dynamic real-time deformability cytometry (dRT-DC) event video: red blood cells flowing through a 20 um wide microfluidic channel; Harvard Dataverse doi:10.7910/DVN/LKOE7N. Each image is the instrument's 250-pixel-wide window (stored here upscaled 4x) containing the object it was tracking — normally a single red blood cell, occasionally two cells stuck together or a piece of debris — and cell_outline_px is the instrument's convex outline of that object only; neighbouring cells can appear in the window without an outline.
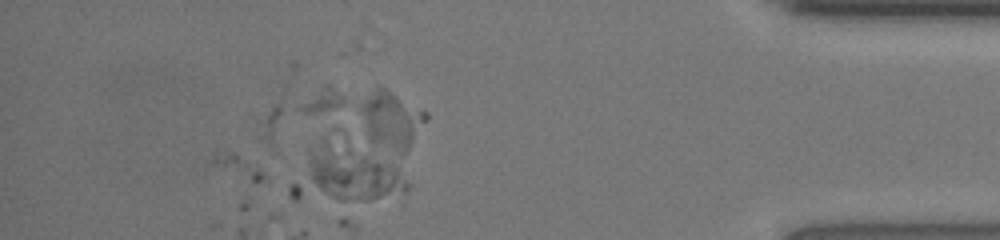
{"species": "human", "species_latin": "Homo sapiens", "temperature_condition": "room temperature", "stored_images_in_passage": 41, "camera_frame_rate_fps": 3000, "um_per_image_px": 0.085, "donor": {"sex": "female"}, "frame": {"image": 1, "passage_image": 41, "time_ms": 13.333, "image_size_px": [1000, 240], "cell_outline_px": [[412, 184], [400, 204], [292, 200], [288, 196], [288, 188], [308, 152], [320, 136], [336, 128], [340, 128], [396, 164]], "centroid_in_image_um": [29.55, 14.73], "position_along_channel_um": 405.7, "area_um2": 44.97}}